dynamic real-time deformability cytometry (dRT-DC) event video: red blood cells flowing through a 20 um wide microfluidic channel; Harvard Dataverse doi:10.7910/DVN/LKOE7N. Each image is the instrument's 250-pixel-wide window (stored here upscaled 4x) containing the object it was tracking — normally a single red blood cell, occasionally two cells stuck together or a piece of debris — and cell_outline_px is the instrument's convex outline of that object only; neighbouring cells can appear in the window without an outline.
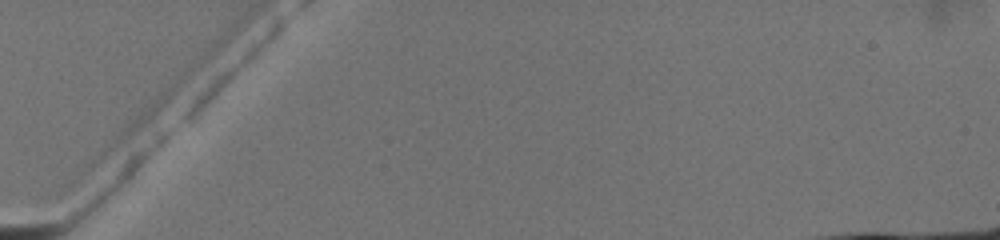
{"species": "common noctule bat (a hibernating species)", "species_latin": "Nyctalus noctula", "temperature_condition": "warm", "stored_images_in_passage": 4, "camera_frame_rate_fps": 3000, "um_per_image_px": 0.085, "animal": {"sex": "female", "body_mass_g": 19.5, "forearm_length_mm": 54.1}, "frame": {"image": 1, "passage_image": 1, "time_ms": 0.0, "image_size_px": [1000, 240], "cell_outline_px": [[284, 24], [280, 32], [192, 120], [184, 120], [184, 116], [196, 100], [220, 76], [280, 20]], "centroid_in_image_um": [19.74, 6.15], "position_along_channel_um": 65.3, "area_um2": 10.0}}